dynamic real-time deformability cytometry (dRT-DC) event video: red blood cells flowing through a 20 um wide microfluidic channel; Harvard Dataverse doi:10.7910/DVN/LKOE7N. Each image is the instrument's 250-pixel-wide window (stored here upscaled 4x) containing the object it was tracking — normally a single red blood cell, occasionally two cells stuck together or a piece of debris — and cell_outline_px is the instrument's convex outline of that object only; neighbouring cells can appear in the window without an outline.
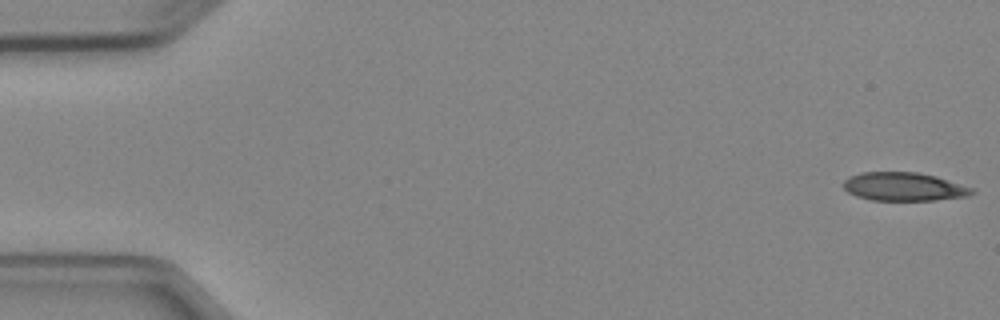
{"species": "Egyptian fruit bat (a non-hibernating species)", "species_latin": "Rousettus aegyptiacus", "temperature_condition": "cold", "stored_images_in_passage": 5, "camera_frame_rate_fps": 3000, "um_per_image_px": 0.085, "animal": {"sex": "female"}, "frame": {"image": 1, "passage_image": 1, "time_ms": 0.0, "image_size_px": [1000, 320], "cell_outline_px": [[976, 192], [968, 196], [936, 200], [872, 200], [856, 196], [848, 192], [844, 188], [844, 180], [848, 176], [860, 172], [916, 172], [936, 176], [976, 188]], "centroid_in_image_um": [76.87, 15.86], "position_along_channel_um": 8.1, "area_um2": 21.5}}
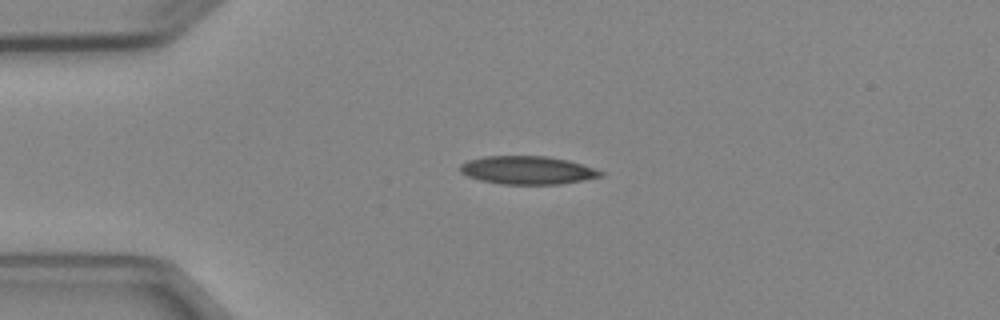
{"frame": {"image": 2, "passage_image": 4, "time_ms": 3.667, "image_size_px": [1000, 320], "cell_outline_px": [[604, 176], [584, 180], [560, 184], [500, 184], [480, 180], [468, 176], [460, 172], [460, 164], [468, 160], [484, 156], [548, 156], [568, 160], [596, 168], [604, 172]], "centroid_in_image_um": [44.86, 14.46], "position_along_channel_um": 40.1, "area_um2": 23.24}}